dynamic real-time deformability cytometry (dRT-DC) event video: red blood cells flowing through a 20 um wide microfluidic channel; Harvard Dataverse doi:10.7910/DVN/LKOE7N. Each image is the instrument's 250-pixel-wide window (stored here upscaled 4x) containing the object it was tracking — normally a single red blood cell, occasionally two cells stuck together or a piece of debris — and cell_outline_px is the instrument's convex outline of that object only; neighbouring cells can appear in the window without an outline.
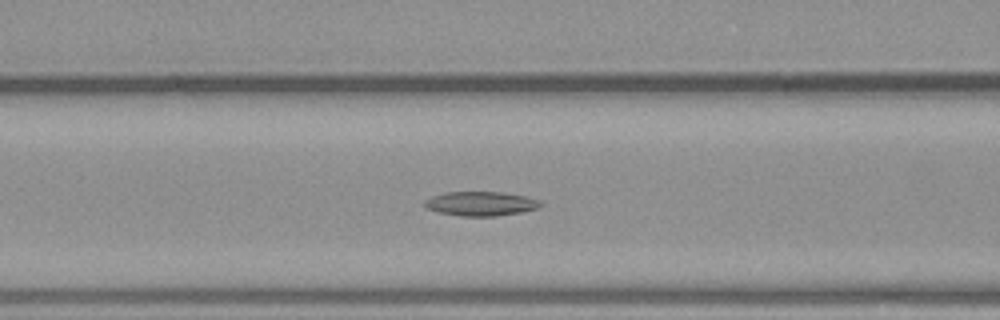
{"species": "common noctule bat (a hibernating species)", "species_latin": "Nyctalus noctula", "temperature_condition": "warm", "stored_images_in_passage": 37, "segment_of_instrument_passage": [1, 2], "camera_frame_rate_fps": 3000, "um_per_image_px": 0.085, "animal": {"sex": "male", "body_mass_g": 23.1, "forearm_length_mm": 52.7}, "frame": {"image": 1, "passage_image": 10, "time_ms": 3.0, "image_size_px": [1000, 320], "cell_outline_px": [[544, 204], [540, 208], [520, 212], [496, 216], [460, 216], [440, 212], [424, 208], [424, 200], [432, 196], [444, 192], [504, 192], [524, 196], [540, 200]], "centroid_in_image_um": [40.87, 17.31], "position_along_channel_um": 125.7, "area_um2": 16.53}}
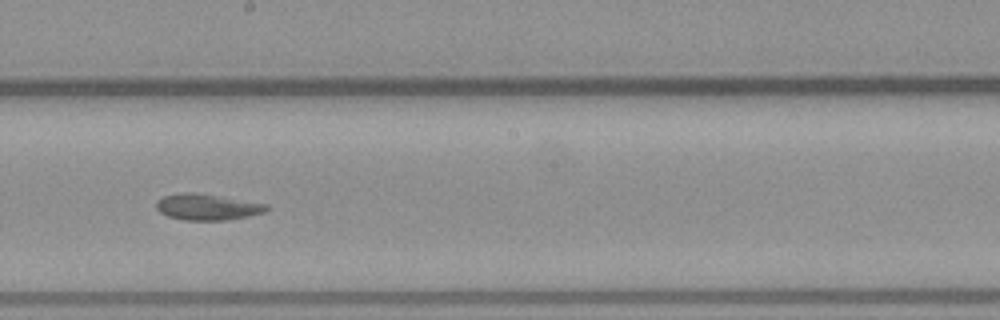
{"frame": {"image": 2, "passage_image": 17, "time_ms": 5.333, "image_size_px": [1000, 320], "cell_outline_px": [[268, 208], [264, 212], [248, 216], [224, 220], [184, 220], [168, 216], [160, 212], [156, 208], [156, 200], [164, 196], [184, 192], [196, 192], [268, 204]], "centroid_in_image_um": [17.59, 17.59], "position_along_channel_um": 230.6, "area_um2": 16.7}}
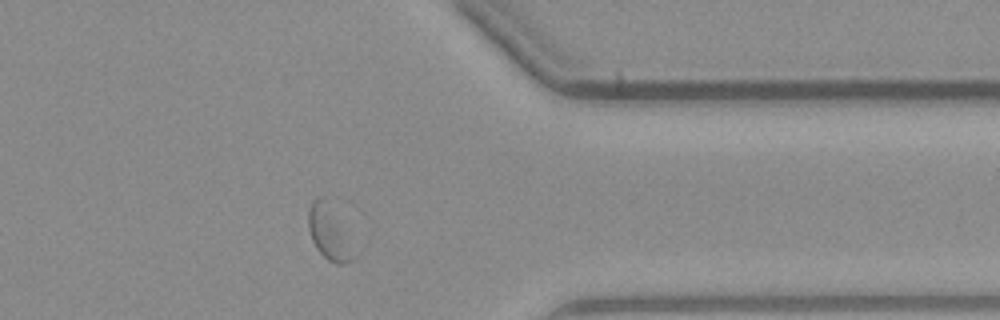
{"frame": {"image": 3, "passage_image": 28, "time_ms": 9.0, "image_size_px": [1000, 320], "cell_outline_px": [[352, 260], [344, 264], [336, 264], [328, 260], [316, 248], [312, 240], [308, 228], [308, 208], [312, 200], [320, 196], [352, 256]], "centroid_in_image_um": [27.76, 19.88], "position_along_channel_um": 383.6, "area_um2": 11.79}}